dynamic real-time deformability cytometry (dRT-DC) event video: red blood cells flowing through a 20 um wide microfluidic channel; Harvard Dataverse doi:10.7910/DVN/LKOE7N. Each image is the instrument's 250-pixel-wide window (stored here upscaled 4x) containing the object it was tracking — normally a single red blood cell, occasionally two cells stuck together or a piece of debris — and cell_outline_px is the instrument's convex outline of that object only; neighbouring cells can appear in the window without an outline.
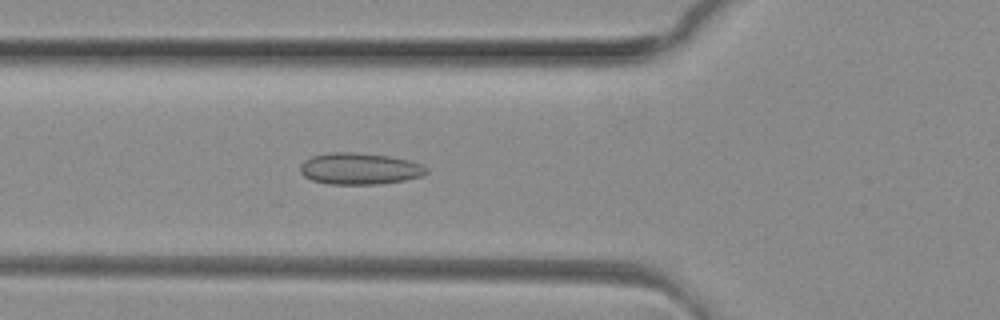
{"species": "common noctule bat (a hibernating species)", "species_latin": "Nyctalus noctula", "temperature_condition": "room temperature", "stored_images_in_passage": 48, "camera_frame_rate_fps": 3000, "um_per_image_px": 0.085, "animal": {"sex": "female", "body_mass_g": 29.2, "forearm_length_mm": 56.3}, "frame": {"image": 1, "passage_image": 15, "time_ms": 4.667, "image_size_px": [1000, 320], "cell_outline_px": [[428, 172], [424, 176], [404, 180], [380, 184], [328, 184], [312, 180], [304, 176], [300, 172], [300, 164], [304, 160], [312, 156], [328, 152], [356, 152], [392, 156], [408, 160], [420, 164], [428, 168]], "centroid_in_image_um": [30.57, 14.33], "position_along_channel_um": 95.2, "area_um2": 23.47}}
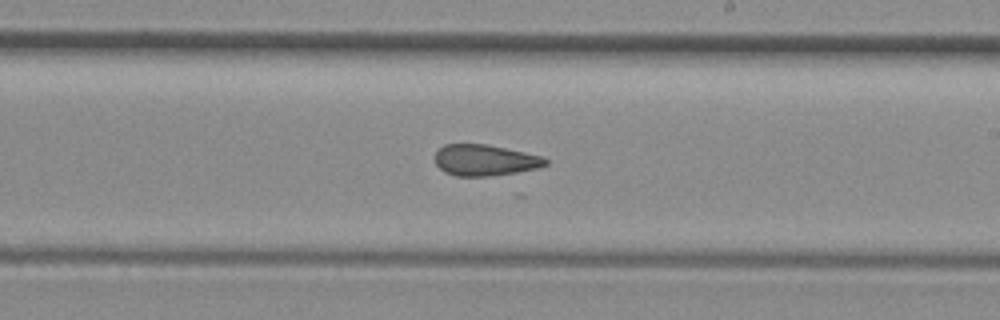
{"frame": {"image": 2, "passage_image": 26, "time_ms": 8.333, "image_size_px": [1000, 320], "cell_outline_px": [[548, 164], [540, 168], [492, 176], [456, 176], [444, 172], [436, 164], [436, 152], [444, 144], [484, 144], [524, 152], [540, 156], [548, 160]], "centroid_in_image_um": [41.22, 13.62], "position_along_channel_um": 247.8, "area_um2": 19.94}}
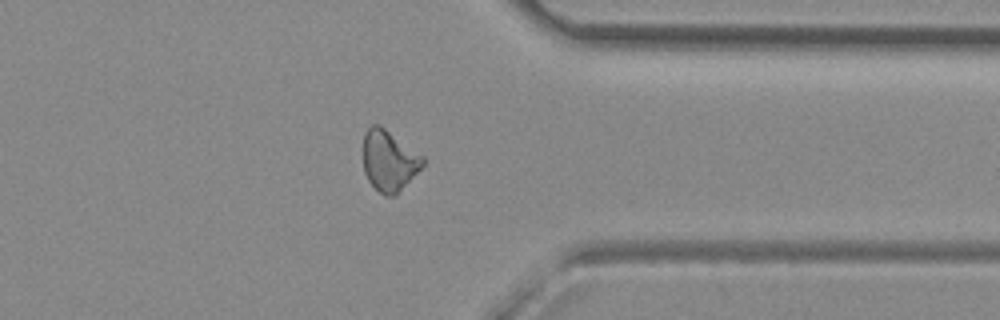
{"frame": {"image": 3, "passage_image": 36, "time_ms": 11.667, "image_size_px": [1000, 320], "cell_outline_px": [[424, 164], [396, 196], [384, 196], [368, 180], [364, 172], [364, 132], [372, 124], [380, 124], [424, 156]], "centroid_in_image_um": [33.08, 13.65], "position_along_channel_um": 378.3, "area_um2": 21.15}, "authors_computed_cell_mechanics": {"area_um2": 21.4727, "velocity_mm_per_s": 4.1545, "shape_relaxation_time_tau1_ms": null, "shape_relaxation_time_tau2_ms": 2.1544, "deformation_change_tau1": null, "deformation_change_tau2": 0.1028}}